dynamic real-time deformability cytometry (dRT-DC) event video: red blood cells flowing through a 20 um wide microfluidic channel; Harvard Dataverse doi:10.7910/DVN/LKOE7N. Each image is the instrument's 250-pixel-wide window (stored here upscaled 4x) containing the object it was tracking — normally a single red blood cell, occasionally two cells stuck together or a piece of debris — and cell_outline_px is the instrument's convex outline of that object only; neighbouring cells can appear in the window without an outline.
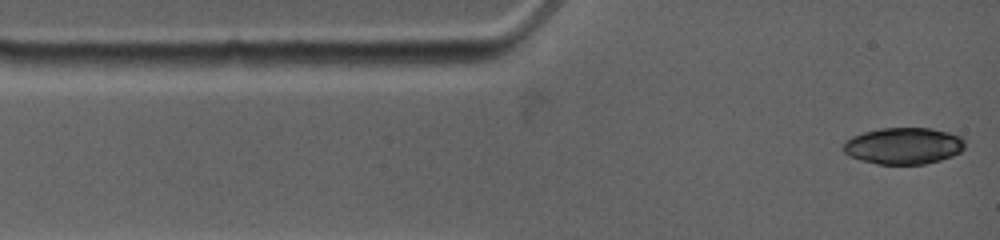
{"species": "common noctule bat (a hibernating species)", "species_latin": "Nyctalus noctula", "temperature_condition": "warm", "stored_images_in_passage": 25, "camera_frame_rate_fps": 4500, "um_per_image_px": 0.085, "animal": {"sex": "female", "body_mass_g": 19.0, "forearm_length_mm": 53.3}, "frame": {"image": 1, "passage_image": 1, "time_ms": 0.0, "image_size_px": [1000, 240], "cell_outline_px": [[964, 148], [960, 152], [952, 156], [940, 160], [924, 164], [876, 164], [860, 160], [848, 156], [844, 152], [844, 140], [852, 136], [864, 132], [880, 128], [932, 128], [948, 132], [960, 136], [964, 140]], "centroid_in_image_um": [76.78, 12.4], "position_along_channel_um": 8.2, "area_um2": 26.07}}
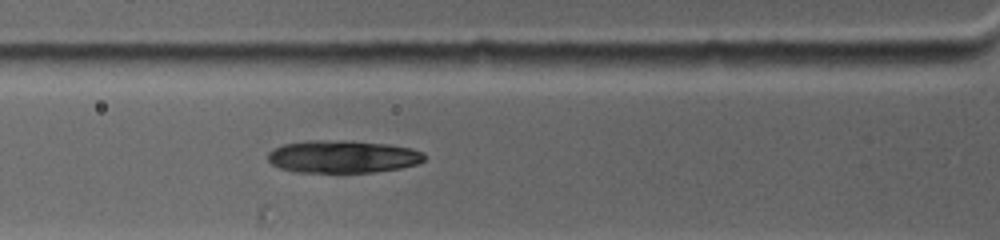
{"frame": {"image": 2, "passage_image": 18, "time_ms": 3.333, "image_size_px": [1000, 240], "cell_outline_px": [[424, 160], [416, 164], [400, 168], [376, 172], [296, 172], [280, 168], [272, 164], [268, 160], [268, 152], [272, 148], [284, 144], [304, 140], [348, 140], [388, 144], [412, 148], [424, 152]], "centroid_in_image_um": [29.11, 13.3], "position_along_channel_um": 96.7, "area_um2": 30.0}}
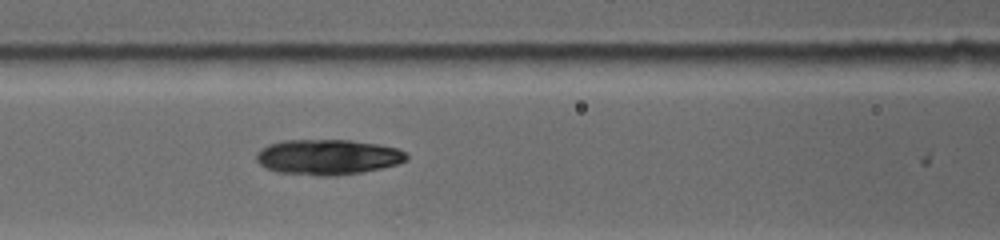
{"frame": {"image": 3, "passage_image": 23, "time_ms": 4.444, "image_size_px": [1000, 240], "cell_outline_px": [[408, 160], [400, 164], [360, 172], [336, 176], [320, 176], [280, 172], [268, 168], [260, 164], [256, 160], [256, 152], [260, 148], [268, 144], [284, 140], [352, 140], [380, 144], [396, 148], [404, 152], [408, 156]], "centroid_in_image_um": [27.87, 13.34], "position_along_channel_um": 138.7, "area_um2": 31.04}}